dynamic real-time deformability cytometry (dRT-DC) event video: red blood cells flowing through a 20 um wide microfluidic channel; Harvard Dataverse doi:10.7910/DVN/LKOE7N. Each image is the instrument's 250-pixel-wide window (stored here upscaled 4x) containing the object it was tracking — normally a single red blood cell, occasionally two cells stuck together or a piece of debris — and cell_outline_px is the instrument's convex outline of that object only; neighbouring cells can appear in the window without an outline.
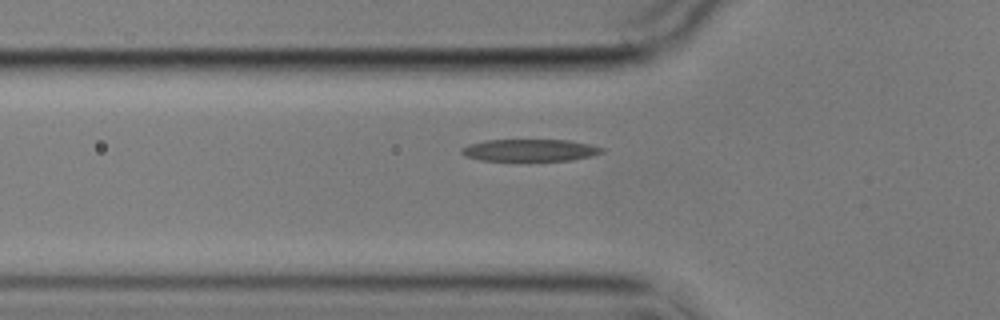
{"species": "common noctule bat (a hibernating species)", "species_latin": "Nyctalus noctula", "temperature_condition": "cold", "stored_images_in_passage": 5, "camera_frame_rate_fps": 3000, "um_per_image_px": 0.085, "animal": {"sex": "male", "body_mass_g": 17.9}, "frame": {"image": 1, "passage_image": 5, "time_ms": 5.667, "image_size_px": [1000, 320], "cell_outline_px": [[604, 152], [592, 156], [572, 160], [480, 160], [464, 156], [460, 152], [460, 148], [468, 144], [488, 140], [568, 140], [592, 144], [604, 148]], "centroid_in_image_um": [45.05, 12.76], "position_along_channel_um": 80.7, "area_um2": 18.09}}